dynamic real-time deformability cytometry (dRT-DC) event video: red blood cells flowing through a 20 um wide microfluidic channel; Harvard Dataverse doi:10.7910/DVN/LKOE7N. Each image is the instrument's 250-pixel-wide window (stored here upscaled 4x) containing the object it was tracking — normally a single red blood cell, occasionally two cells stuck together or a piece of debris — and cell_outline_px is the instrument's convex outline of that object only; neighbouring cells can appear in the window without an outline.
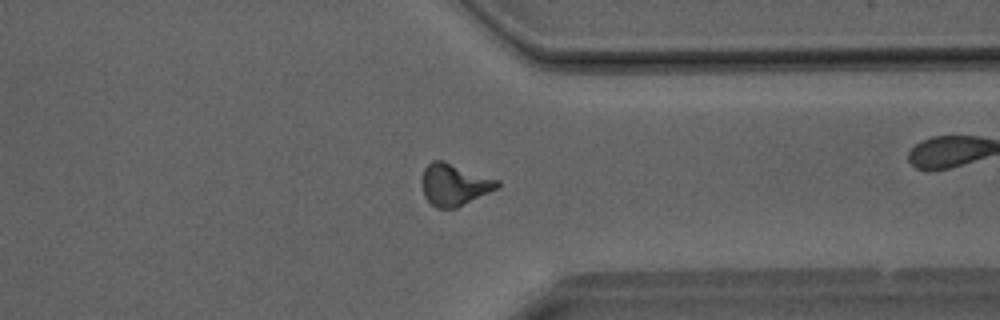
{"species": "Egyptian fruit bat (a non-hibernating species)", "species_latin": "Rousettus aegyptiacus", "temperature_condition": "room temperature", "stored_images_in_passage": 36, "camera_frame_rate_fps": 3000, "um_per_image_px": 0.085, "animal": {"sex": "male"}, "frame": {"image": 1, "passage_image": 26, "time_ms": 8.333, "image_size_px": [1000, 320], "cell_outline_px": [[500, 184], [496, 188], [456, 208], [436, 208], [424, 196], [420, 180], [424, 168], [432, 160], [440, 160], [500, 180]], "centroid_in_image_um": [38.56, 15.69], "position_along_channel_um": 372.8, "area_um2": 18.15}}
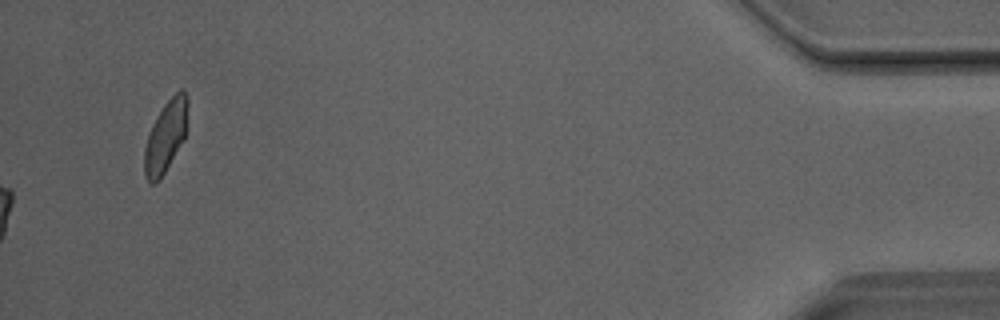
{"frame": {"image": 2, "passage_image": 36, "time_ms": 11.667, "image_size_px": [1000, 320], "cell_outline_px": [[188, 104], [184, 140], [160, 180], [156, 184], [152, 184], [144, 176], [144, 148], [148, 132], [152, 124], [164, 104], [180, 88], [184, 88], [188, 96]], "centroid_in_image_um": [14.08, 11.59], "position_along_channel_um": 421.1, "area_um2": 18.32}}